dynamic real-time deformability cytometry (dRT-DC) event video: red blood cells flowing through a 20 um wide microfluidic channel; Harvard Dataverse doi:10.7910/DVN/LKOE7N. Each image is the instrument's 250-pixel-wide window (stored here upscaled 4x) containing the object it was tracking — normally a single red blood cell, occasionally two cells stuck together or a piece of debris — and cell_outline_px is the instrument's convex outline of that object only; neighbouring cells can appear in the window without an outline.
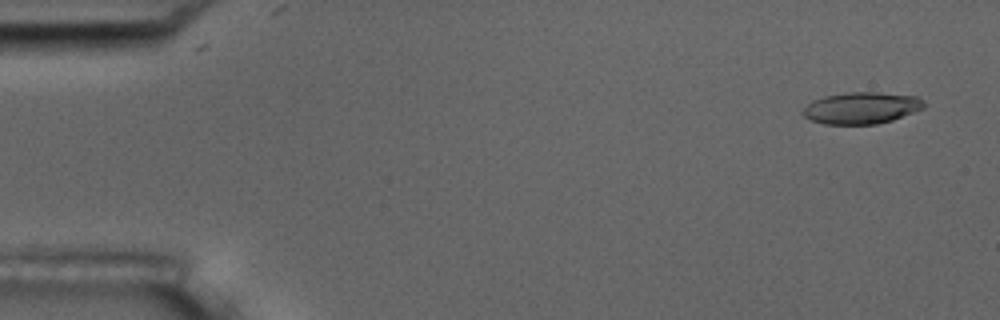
{"species": "common noctule bat (a hibernating species)", "species_latin": "Nyctalus noctula", "temperature_condition": "room temperature", "stored_images_in_passage": 6, "camera_frame_rate_fps": 3000, "um_per_image_px": 0.085, "animal": {"sex": "male", "body_mass_g": 17.5, "forearm_length_mm": 52.3}, "frame": {"image": 1, "passage_image": 1, "time_ms": 0.0, "image_size_px": [1000, 320], "cell_outline_px": [[924, 108], [892, 120], [876, 124], [824, 124], [812, 120], [804, 116], [800, 112], [812, 100], [824, 96], [848, 92], [876, 92], [916, 96], [924, 100]], "centroid_in_image_um": [73.21, 9.17], "position_along_channel_um": 11.8, "area_um2": 22.31}}